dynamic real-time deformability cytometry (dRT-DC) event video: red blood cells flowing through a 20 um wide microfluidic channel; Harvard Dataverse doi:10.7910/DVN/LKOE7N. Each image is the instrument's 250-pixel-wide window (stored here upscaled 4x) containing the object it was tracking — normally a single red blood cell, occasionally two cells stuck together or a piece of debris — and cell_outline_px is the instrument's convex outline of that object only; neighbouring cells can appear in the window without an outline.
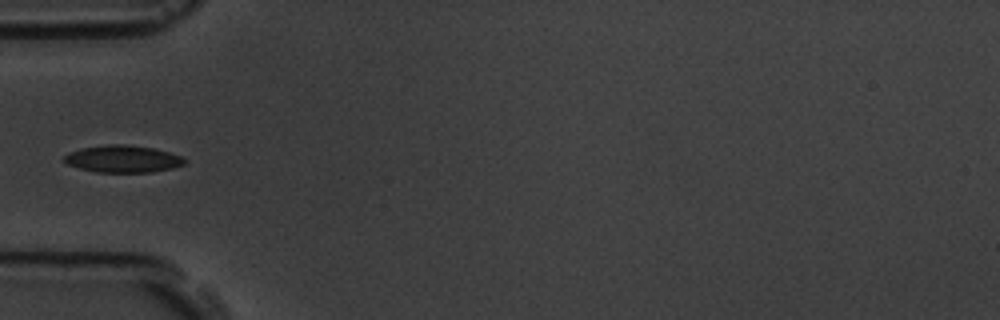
{"species": "common noctule bat (a hibernating species)", "species_latin": "Nyctalus noctula", "temperature_condition": "room temperature", "stored_images_in_passage": 14, "camera_frame_rate_fps": 3000, "um_per_image_px": 0.085, "animal": {"sex": "male", "body_mass_g": 19.5, "forearm_length_mm": 54.6}, "frame": {"image": 1, "passage_image": 1, "time_ms": 0.0, "image_size_px": [1000, 320], "cell_outline_px": [[184, 164], [172, 168], [152, 172], [96, 172], [80, 168], [68, 164], [60, 160], [68, 152], [84, 148], [108, 144], [128, 144], [156, 148], [180, 156], [184, 160]], "centroid_in_image_um": [10.41, 13.5], "position_along_channel_um": 74.6, "area_um2": 19.02}}
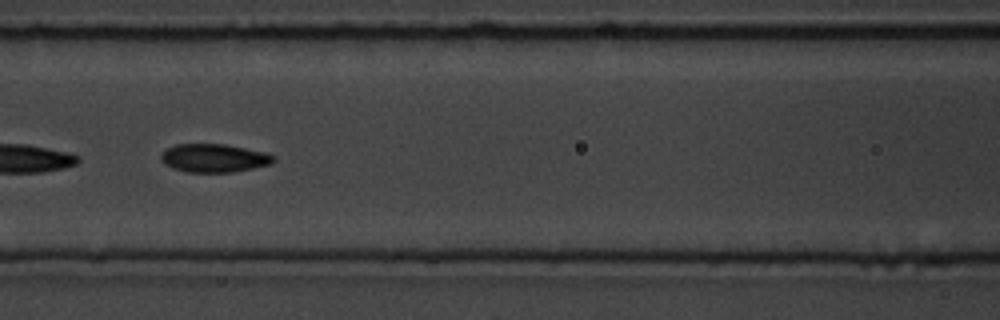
{"frame": {"image": 2, "passage_image": 7, "time_ms": 2.0, "image_size_px": [1000, 320], "cell_outline_px": [[276, 160], [272, 164], [232, 172], [188, 172], [172, 168], [164, 164], [160, 160], [160, 156], [168, 148], [176, 144], [224, 144], [264, 152], [276, 156]], "centroid_in_image_um": [18.2, 13.44], "position_along_channel_um": 148.4, "area_um2": 18.55}}
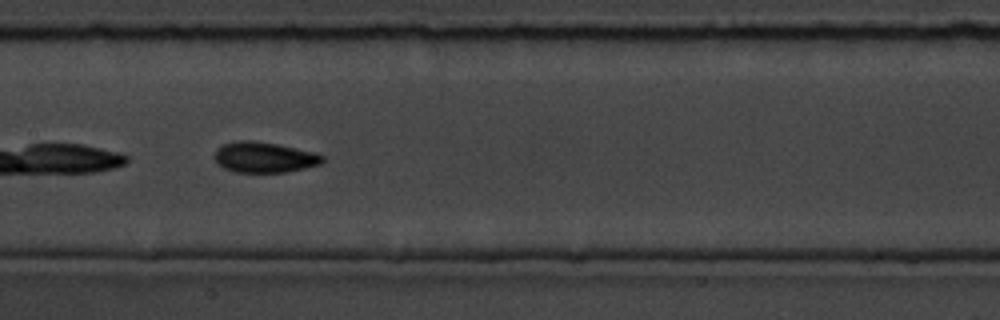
{"frame": {"image": 3, "passage_image": 10, "time_ms": 3.0, "image_size_px": [1000, 320], "cell_outline_px": [[324, 160], [320, 164], [288, 172], [236, 172], [224, 168], [212, 156], [216, 148], [224, 144], [236, 140], [252, 140], [276, 144], [312, 152], [324, 156]], "centroid_in_image_um": [22.42, 13.36], "position_along_channel_um": 185.0, "area_um2": 19.13}}